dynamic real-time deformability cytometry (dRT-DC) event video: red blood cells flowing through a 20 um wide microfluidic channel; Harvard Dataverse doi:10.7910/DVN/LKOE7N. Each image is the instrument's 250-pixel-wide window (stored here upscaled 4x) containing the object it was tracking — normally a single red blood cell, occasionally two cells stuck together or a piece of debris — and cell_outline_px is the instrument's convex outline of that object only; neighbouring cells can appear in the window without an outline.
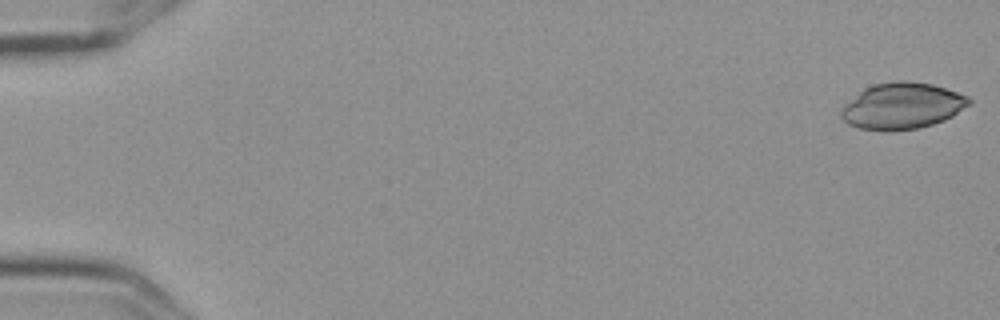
{"species": "Egyptian fruit bat (a non-hibernating species)", "species_latin": "Rousettus aegyptiacus", "temperature_condition": "cold", "stored_images_in_passage": 4, "camera_frame_rate_fps": 3000, "um_per_image_px": 0.085, "frame": {"image": 1, "passage_image": 1, "time_ms": 0.0, "image_size_px": [1000, 320], "cell_outline_px": [[972, 104], [952, 116], [944, 120], [920, 128], [892, 132], [880, 132], [860, 128], [848, 124], [840, 116], [840, 112], [844, 104], [864, 88], [876, 84], [896, 80], [908, 80], [932, 84], [968, 96], [972, 100]], "centroid_in_image_um": [76.68, 9.02], "position_along_channel_um": 8.3, "area_um2": 34.91}}